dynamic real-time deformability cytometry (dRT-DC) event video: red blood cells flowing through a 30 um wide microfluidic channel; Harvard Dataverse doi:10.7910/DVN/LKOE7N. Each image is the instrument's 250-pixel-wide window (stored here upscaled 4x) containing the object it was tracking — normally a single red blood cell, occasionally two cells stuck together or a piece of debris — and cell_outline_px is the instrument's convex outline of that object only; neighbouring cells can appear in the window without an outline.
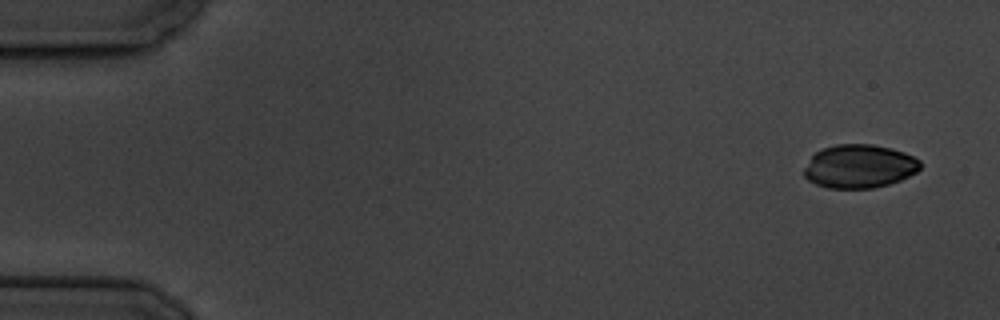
{"species": "common noctule bat (a hibernating species)", "species_latin": "Nyctalus noctula", "temperature_condition": "cold", "stored_images_in_passage": 4, "camera_frame_rate_fps": 3000, "um_per_image_px": 0.085, "animal": {"sex": "male", "body_mass_g": 19.5, "forearm_length_mm": 54.6}, "frame": {"image": 1, "passage_image": 1, "time_ms": 0.0, "image_size_px": [1000, 320], "cell_outline_px": [[920, 168], [916, 172], [900, 180], [888, 184], [872, 188], [828, 188], [816, 184], [808, 180], [804, 176], [804, 168], [812, 156], [816, 152], [824, 148], [836, 144], [872, 144], [892, 148], [904, 152], [920, 160]], "centroid_in_image_um": [73.04, 14.13], "position_along_channel_um": 12.0, "area_um2": 29.36}}